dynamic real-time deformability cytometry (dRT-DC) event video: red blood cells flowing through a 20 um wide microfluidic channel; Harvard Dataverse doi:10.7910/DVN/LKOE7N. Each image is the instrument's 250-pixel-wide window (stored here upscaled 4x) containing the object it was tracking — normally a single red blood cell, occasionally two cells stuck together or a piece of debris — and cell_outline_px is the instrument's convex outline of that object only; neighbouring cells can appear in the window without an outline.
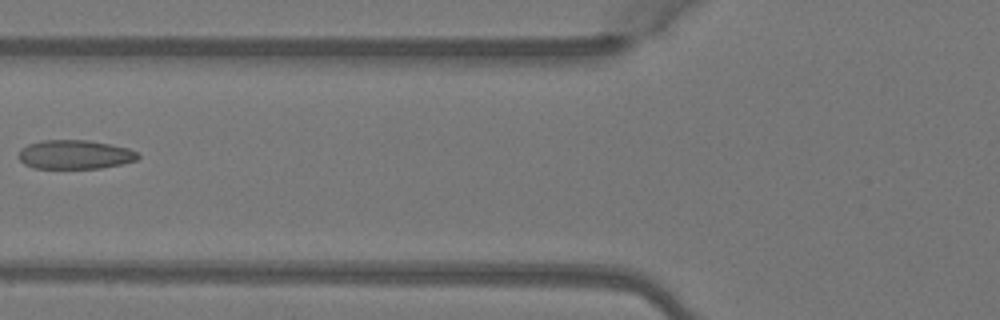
{"species": "Egyptian fruit bat (a non-hibernating species)", "species_latin": "Rousettus aegyptiacus", "temperature_condition": "warm", "stored_images_in_passage": 6, "camera_frame_rate_fps": 3000, "um_per_image_px": 0.085, "animal": {"sex": "female"}, "frame": {"image": 1, "passage_image": 5, "time_ms": 1.333, "image_size_px": [1000, 320], "cell_outline_px": [[140, 156], [136, 160], [120, 164], [100, 168], [32, 168], [24, 164], [16, 156], [20, 148], [28, 144], [40, 140], [88, 140], [128, 148], [136, 152]], "centroid_in_image_um": [6.29, 13.13], "position_along_channel_um": 119.5, "area_um2": 20.23}}
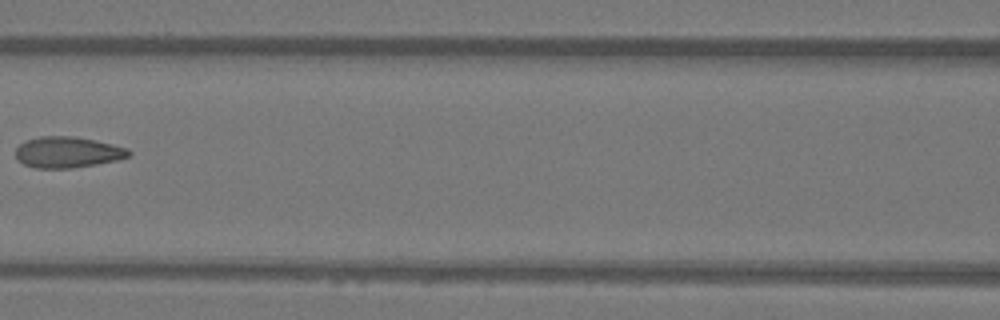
{"frame": {"image": 2, "passage_image": 6, "time_ms": 1.667, "image_size_px": [1000, 320], "cell_outline_px": [[132, 156], [116, 160], [96, 164], [72, 168], [32, 168], [24, 164], [16, 156], [16, 148], [24, 140], [40, 136], [72, 136], [96, 140], [128, 148], [132, 152]], "centroid_in_image_um": [5.76, 12.93], "position_along_channel_um": 160.8, "area_um2": 20.58}}